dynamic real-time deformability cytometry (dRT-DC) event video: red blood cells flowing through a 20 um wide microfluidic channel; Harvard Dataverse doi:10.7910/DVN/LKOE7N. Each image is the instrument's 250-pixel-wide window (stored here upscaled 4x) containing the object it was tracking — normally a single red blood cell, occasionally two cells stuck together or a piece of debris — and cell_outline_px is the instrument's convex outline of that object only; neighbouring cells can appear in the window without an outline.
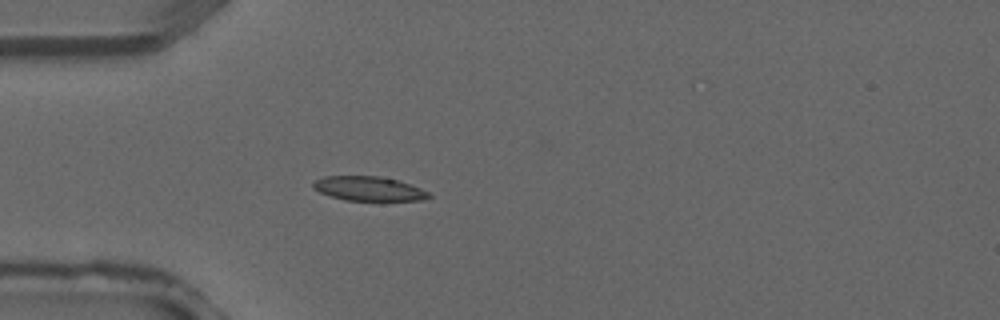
{"species": "common noctule bat (a hibernating species)", "species_latin": "Nyctalus noctula", "temperature_condition": "warm", "stored_images_in_passage": 4, "camera_frame_rate_fps": 3000, "um_per_image_px": 0.085, "animal": {"sex": "male", "forearm_length_mm": 52.5}, "frame": {"image": 1, "passage_image": 4, "time_ms": 1.0, "image_size_px": [1000, 320], "cell_outline_px": [[432, 196], [420, 200], [380, 204], [344, 200], [320, 192], [312, 188], [312, 180], [324, 176], [376, 176], [396, 180], [420, 188], [428, 192]], "centroid_in_image_um": [31.34, 16.1], "position_along_channel_um": 53.7, "area_um2": 17.28}}